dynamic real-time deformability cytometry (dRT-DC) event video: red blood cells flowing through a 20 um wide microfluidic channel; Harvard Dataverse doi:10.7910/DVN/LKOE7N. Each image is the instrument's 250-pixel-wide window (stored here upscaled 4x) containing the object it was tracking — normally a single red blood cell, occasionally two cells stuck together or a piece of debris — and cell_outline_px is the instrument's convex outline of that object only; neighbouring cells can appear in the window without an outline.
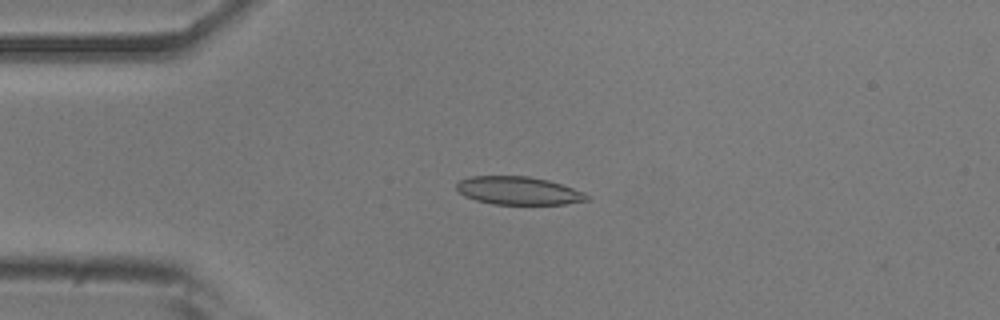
{"species": "common noctule bat (a hibernating species)", "species_latin": "Nyctalus noctula", "temperature_condition": "room temperature", "stored_images_in_passage": 7, "camera_frame_rate_fps": 3000, "um_per_image_px": 0.085, "animal": {"sex": "male", "body_mass_g": 20.5, "forearm_length_mm": 52.5}, "frame": {"image": 1, "passage_image": 1, "time_ms": 0.0, "image_size_px": [1000, 320], "cell_outline_px": [[588, 200], [564, 204], [492, 204], [476, 200], [464, 196], [456, 188], [456, 184], [460, 180], [468, 176], [528, 176], [548, 180], [584, 192], [588, 196]], "centroid_in_image_um": [44.03, 16.2], "position_along_channel_um": 41.0, "area_um2": 21.21}}
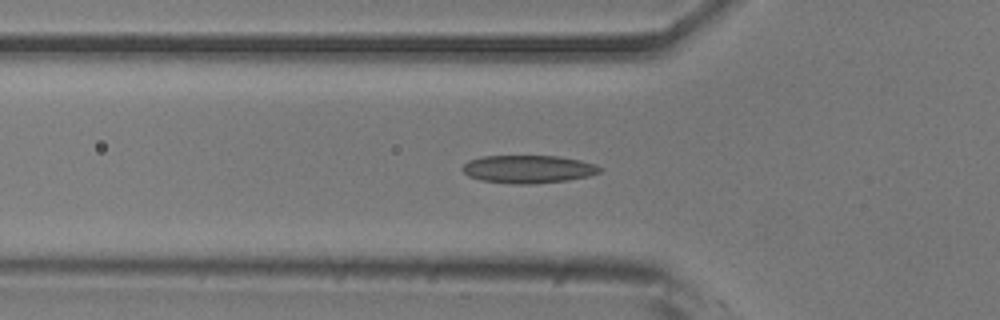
{"frame": {"image": 2, "passage_image": 6, "time_ms": 1.667, "image_size_px": [1000, 320], "cell_outline_px": [[604, 168], [600, 172], [588, 176], [568, 180], [532, 184], [512, 184], [480, 180], [468, 176], [460, 168], [468, 160], [484, 156], [556, 156], [580, 160], [596, 164]], "centroid_in_image_um": [44.89, 14.38], "position_along_channel_um": 80.9, "area_um2": 22.48}}